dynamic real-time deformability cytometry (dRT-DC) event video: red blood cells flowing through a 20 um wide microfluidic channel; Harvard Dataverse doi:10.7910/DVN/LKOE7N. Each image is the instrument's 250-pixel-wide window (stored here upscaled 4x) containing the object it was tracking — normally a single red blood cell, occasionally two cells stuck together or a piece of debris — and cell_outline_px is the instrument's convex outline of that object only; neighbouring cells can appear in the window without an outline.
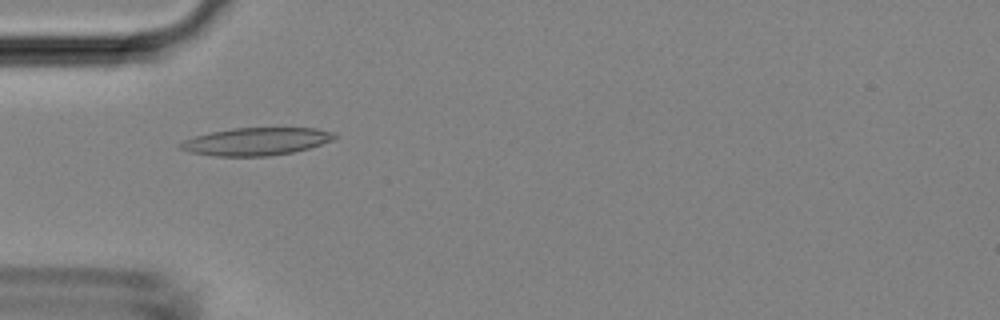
{"species": "Egyptian fruit bat (a non-hibernating species)", "species_latin": "Rousettus aegyptiacus", "temperature_condition": "room temperature", "stored_images_in_passage": 46, "camera_frame_rate_fps": 3000, "um_per_image_px": 0.085, "animal": {"sex": "female"}, "frame": {"image": 1, "passage_image": 14, "time_ms": 4.333, "image_size_px": [1000, 320], "cell_outline_px": [[340, 136], [332, 140], [308, 148], [292, 152], [268, 156], [212, 156], [188, 152], [180, 148], [176, 144], [192, 136], [232, 128], [316, 128], [336, 132]], "centroid_in_image_um": [21.76, 12.02], "position_along_channel_um": 63.2, "area_um2": 25.03}}
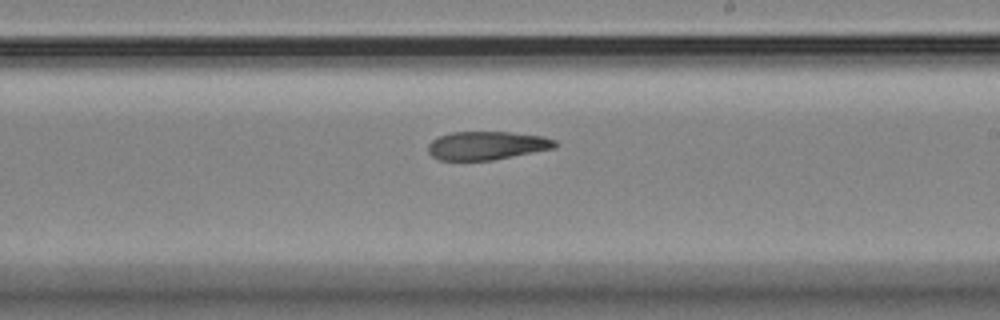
{"frame": {"image": 2, "passage_image": 27, "time_ms": 8.667, "image_size_px": [1000, 320], "cell_outline_px": [[560, 144], [556, 148], [492, 160], [440, 160], [432, 156], [428, 152], [428, 144], [432, 140], [440, 136], [452, 132], [512, 132], [544, 136], [556, 140]], "centroid_in_image_um": [41.43, 12.36], "position_along_channel_um": 247.6, "area_um2": 21.15}}
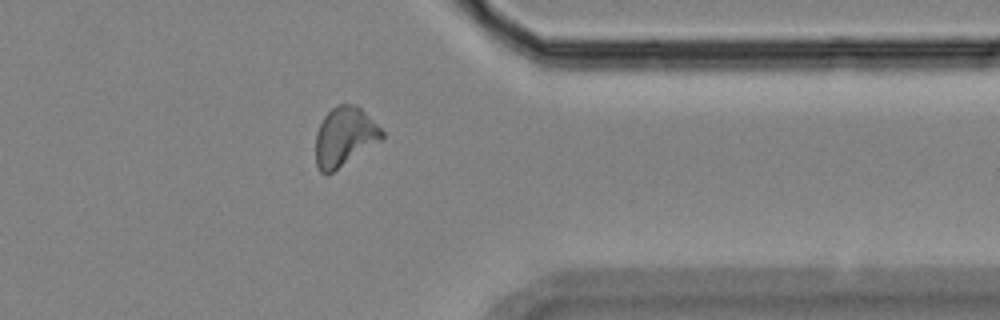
{"frame": {"image": 3, "passage_image": 37, "time_ms": 12.0, "image_size_px": [1000, 320], "cell_outline_px": [[384, 136], [380, 140], [328, 176], [320, 172], [316, 164], [316, 132], [324, 116], [336, 104], [356, 104], [384, 132]], "centroid_in_image_um": [29.25, 11.63], "position_along_channel_um": 382.2, "area_um2": 22.66}}